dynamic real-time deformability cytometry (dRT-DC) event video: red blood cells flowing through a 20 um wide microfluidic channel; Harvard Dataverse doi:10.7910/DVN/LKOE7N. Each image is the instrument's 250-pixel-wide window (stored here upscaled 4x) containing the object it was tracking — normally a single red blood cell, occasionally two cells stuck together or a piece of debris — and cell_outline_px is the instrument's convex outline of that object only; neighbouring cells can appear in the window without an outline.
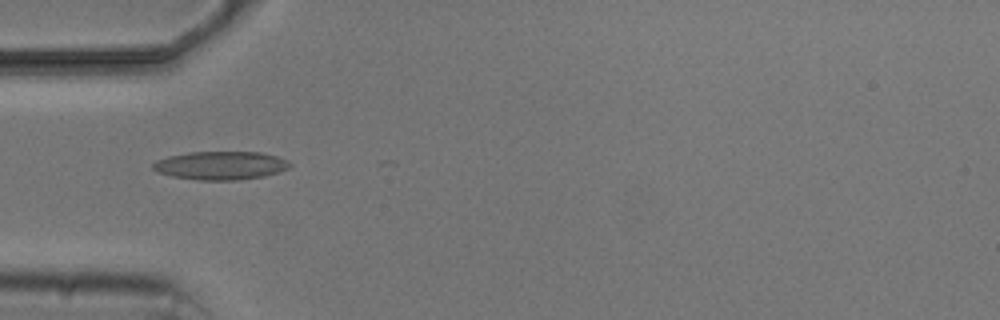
{"species": "common noctule bat (a hibernating species)", "species_latin": "Nyctalus noctula", "temperature_condition": "cold", "stored_images_in_passage": 6, "camera_frame_rate_fps": 3000, "um_per_image_px": 0.085, "animal": {"sex": "male", "body_mass_g": 20.5, "forearm_length_mm": 52.5}, "frame": {"image": 1, "passage_image": 5, "time_ms": 4.667, "image_size_px": [1000, 320], "cell_outline_px": [[292, 164], [288, 168], [264, 176], [232, 180], [200, 180], [172, 176], [156, 172], [152, 168], [152, 164], [156, 160], [168, 156], [188, 152], [260, 152], [276, 156], [288, 160]], "centroid_in_image_um": [18.72, 14.06], "position_along_channel_um": 66.3, "area_um2": 22.54}}
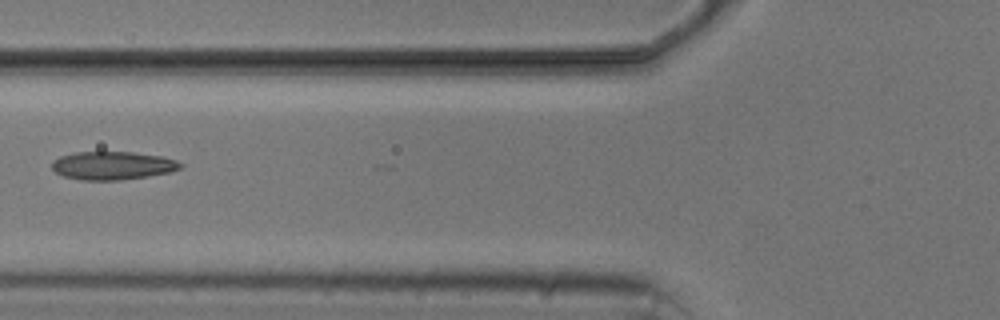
{"frame": {"image": 2, "passage_image": 6, "time_ms": 6.0, "image_size_px": [1000, 320], "cell_outline_px": [[184, 164], [180, 168], [172, 172], [148, 176], [120, 180], [80, 180], [64, 176], [56, 172], [52, 168], [52, 160], [60, 156], [72, 152], [132, 152], [160, 156], [176, 160]], "centroid_in_image_um": [9.56, 14.07], "position_along_channel_um": 116.2, "area_um2": 21.21}}